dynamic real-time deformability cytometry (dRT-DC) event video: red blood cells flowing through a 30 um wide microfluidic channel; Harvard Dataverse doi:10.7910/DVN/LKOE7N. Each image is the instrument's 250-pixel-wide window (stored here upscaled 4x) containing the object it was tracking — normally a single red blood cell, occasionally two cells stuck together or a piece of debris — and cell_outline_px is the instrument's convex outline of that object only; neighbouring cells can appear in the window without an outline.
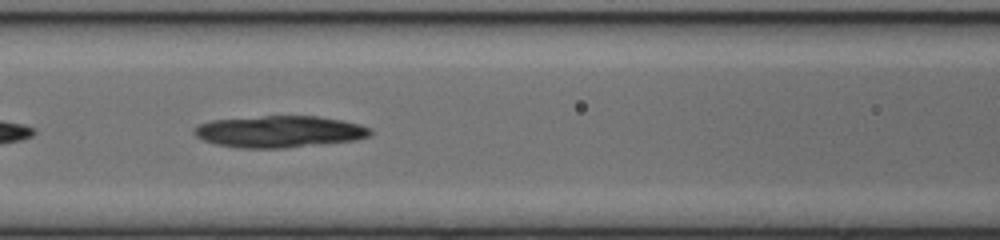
{"species": "common noctule bat (a hibernating species)", "species_latin": "Nyctalus noctula", "temperature_condition": "cold", "stored_images_in_passage": 30, "camera_frame_rate_fps": 3000, "um_per_image_px": 0.085, "animal": {"sex": "female", "body_mass_g": 17.0, "forearm_length_mm": 48.0}, "frame": {"image": 1, "passage_image": 22, "time_ms": 7.0, "image_size_px": [1000, 240], "cell_outline_px": [[372, 132], [368, 136], [356, 140], [284, 148], [240, 148], [216, 144], [204, 140], [196, 136], [192, 132], [192, 128], [200, 124], [212, 120], [264, 116], [316, 116], [340, 120], [360, 124], [372, 128]], "centroid_in_image_um": [23.74, 11.19], "position_along_channel_um": 142.9, "area_um2": 32.48}}
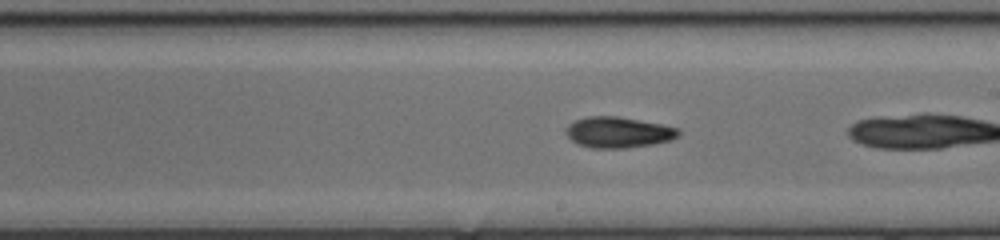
{"frame": {"image": 2, "passage_image": 27, "time_ms": 8.667, "image_size_px": [1000, 240], "cell_outline_px": [[680, 136], [672, 140], [652, 144], [624, 148], [592, 148], [580, 144], [572, 140], [564, 132], [568, 124], [576, 120], [588, 116], [616, 116], [660, 124], [680, 128]], "centroid_in_image_um": [52.57, 11.25], "position_along_channel_um": 236.4, "area_um2": 20.17}}